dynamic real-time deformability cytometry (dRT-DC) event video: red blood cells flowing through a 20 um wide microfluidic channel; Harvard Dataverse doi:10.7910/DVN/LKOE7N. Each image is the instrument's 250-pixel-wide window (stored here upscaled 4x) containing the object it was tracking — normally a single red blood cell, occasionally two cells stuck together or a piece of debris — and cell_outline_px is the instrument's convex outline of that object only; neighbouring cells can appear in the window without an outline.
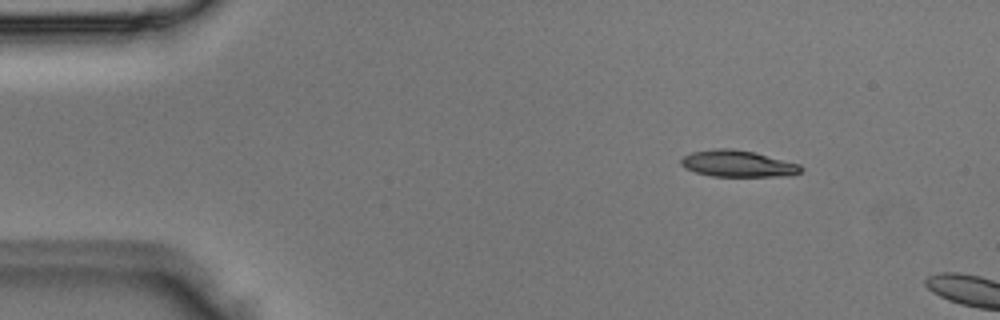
{"species": "Egyptian fruit bat (a non-hibernating species)", "species_latin": "Rousettus aegyptiacus", "temperature_condition": "room temperature", "stored_images_in_passage": 2, "camera_frame_rate_fps": 3000, "um_per_image_px": 0.085, "animal": {"sex": "male"}, "frame": {"image": 1, "passage_image": 1, "time_ms": 0.0, "image_size_px": [1000, 320], "cell_outline_px": [[804, 168], [800, 172], [788, 176], [712, 176], [696, 172], [684, 168], [680, 164], [680, 160], [684, 156], [692, 152], [716, 148], [732, 148], [756, 152], [800, 164]], "centroid_in_image_um": [62.72, 13.9], "position_along_channel_um": 22.3, "area_um2": 18.67}}